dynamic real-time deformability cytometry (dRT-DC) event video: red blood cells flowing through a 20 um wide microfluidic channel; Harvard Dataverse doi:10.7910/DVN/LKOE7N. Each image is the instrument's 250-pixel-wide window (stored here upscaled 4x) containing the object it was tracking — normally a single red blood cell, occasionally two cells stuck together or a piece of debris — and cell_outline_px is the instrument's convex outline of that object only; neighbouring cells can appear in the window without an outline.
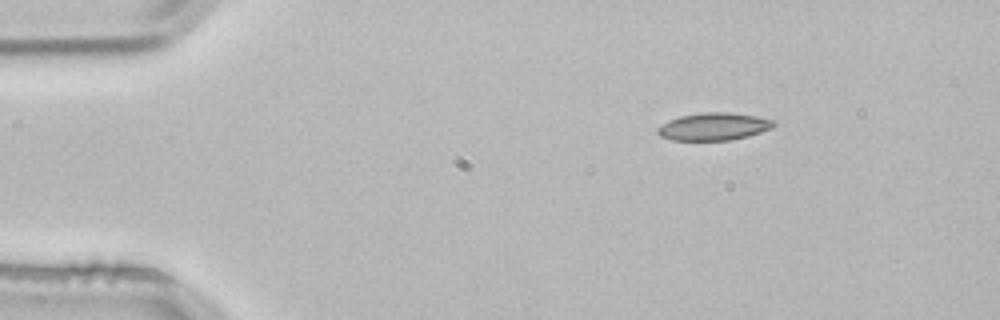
{"species": "common noctule bat (a hibernating species)", "species_latin": "Nyctalus noctula", "temperature_condition": "room temperature", "stored_images_in_passage": 2, "camera_frame_rate_fps": 3000, "um_per_image_px": 0.085, "animal": {"sex": "male", "body_mass_g": 21.5, "forearm_length_mm": 52.0}, "frame": {"image": 1, "passage_image": 1, "time_ms": 0.0, "image_size_px": [1000, 320], "cell_outline_px": [[776, 124], [772, 128], [748, 136], [732, 140], [672, 140], [660, 136], [656, 132], [656, 128], [680, 116], [704, 112], [728, 112], [756, 116], [776, 120]], "centroid_in_image_um": [60.7, 10.76], "position_along_channel_um": 24.3, "area_um2": 18.55}}